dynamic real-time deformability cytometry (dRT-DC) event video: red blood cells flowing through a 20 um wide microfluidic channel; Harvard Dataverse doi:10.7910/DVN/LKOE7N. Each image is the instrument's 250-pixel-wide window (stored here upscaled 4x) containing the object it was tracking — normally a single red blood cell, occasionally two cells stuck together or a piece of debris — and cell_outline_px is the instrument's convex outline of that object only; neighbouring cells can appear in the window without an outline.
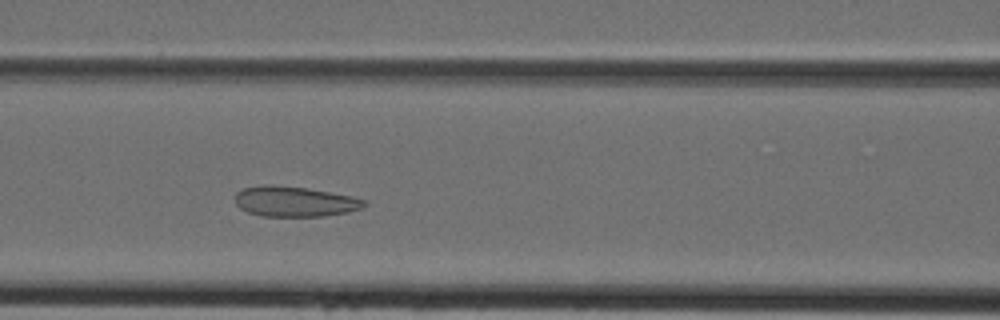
{"species": "Egyptian fruit bat (a non-hibernating species)", "species_latin": "Rousettus aegyptiacus", "temperature_condition": "cold", "stored_images_in_passage": 39, "camera_frame_rate_fps": 3000, "um_per_image_px": 0.085, "animal": {"sex": "female"}, "frame": {"image": 1, "passage_image": 14, "time_ms": 4.333, "image_size_px": [1000, 320], "cell_outline_px": [[368, 204], [364, 208], [348, 212], [320, 216], [260, 216], [248, 212], [240, 208], [236, 204], [236, 192], [244, 188], [268, 184], [308, 188], [352, 196], [364, 200]], "centroid_in_image_um": [25.06, 17.13], "position_along_channel_um": 141.5, "area_um2": 22.77}}
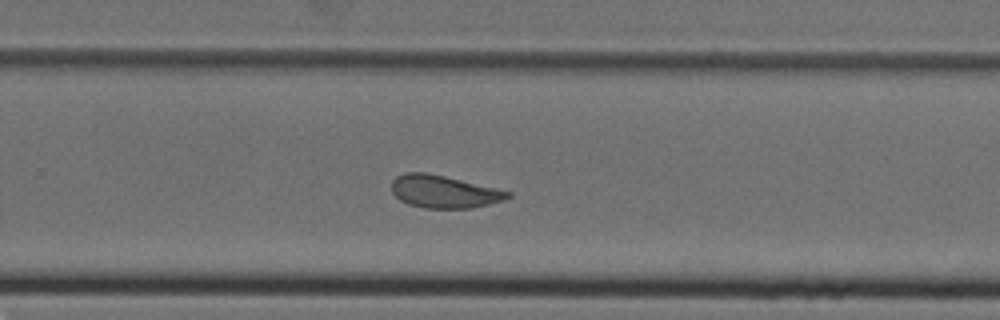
{"frame": {"image": 2, "passage_image": 24, "time_ms": 7.667, "image_size_px": [1000, 320], "cell_outline_px": [[512, 196], [504, 200], [472, 208], [424, 208], [408, 204], [400, 200], [392, 192], [392, 180], [396, 176], [404, 172], [428, 172], [496, 188], [512, 192]], "centroid_in_image_um": [37.72, 16.28], "position_along_channel_um": 292.1, "area_um2": 22.14}}
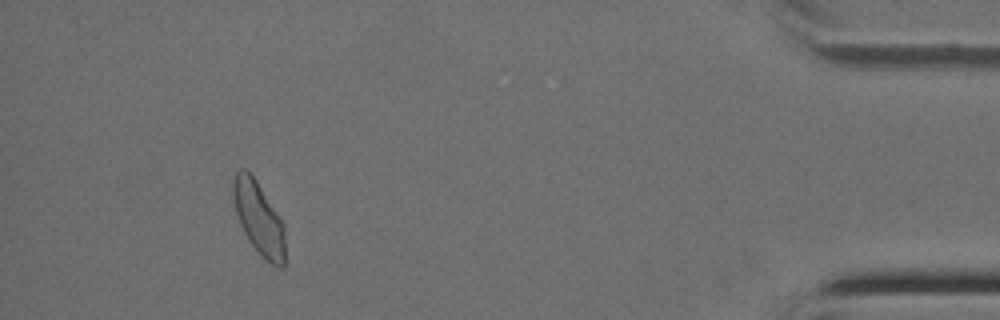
{"frame": {"image": 3, "passage_image": 36, "time_ms": 11.667, "image_size_px": [1000, 320], "cell_outline_px": [[284, 268], [280, 268], [264, 260], [248, 240], [240, 224], [236, 212], [232, 192], [232, 180], [236, 172], [240, 168], [244, 168], [256, 180], [284, 224]], "centroid_in_image_um": [21.98, 18.56], "position_along_channel_um": 413.2, "area_um2": 21.91}}